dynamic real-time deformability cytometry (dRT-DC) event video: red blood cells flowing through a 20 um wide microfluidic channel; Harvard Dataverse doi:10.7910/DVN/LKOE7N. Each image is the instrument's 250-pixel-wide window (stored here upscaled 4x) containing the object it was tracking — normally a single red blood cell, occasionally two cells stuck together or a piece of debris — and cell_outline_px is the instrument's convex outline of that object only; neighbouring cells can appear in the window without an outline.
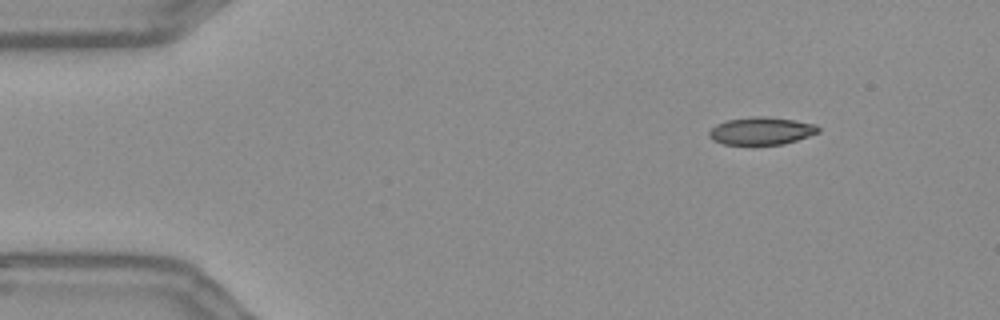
{"species": "Egyptian fruit bat (a non-hibernating species)", "species_latin": "Rousettus aegyptiacus", "temperature_condition": "warm", "stored_images_in_passage": 51, "camera_frame_rate_fps": 3000, "um_per_image_px": 0.085, "frame": {"image": 1, "passage_image": 2, "time_ms": 0.333, "image_size_px": [1000, 320], "cell_outline_px": [[820, 132], [784, 144], [724, 144], [712, 140], [708, 136], [708, 132], [716, 124], [728, 120], [756, 116], [764, 116], [792, 120], [816, 124], [820, 128]], "centroid_in_image_um": [64.71, 11.13], "position_along_channel_um": 20.3, "area_um2": 17.4}}
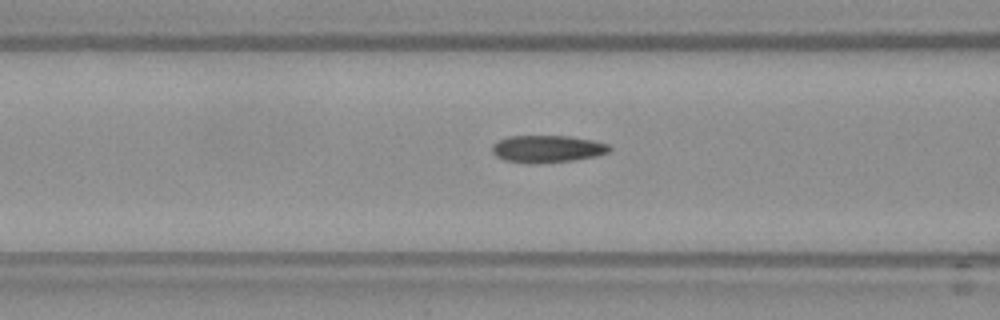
{"frame": {"image": 2, "passage_image": 17, "time_ms": 5.333, "image_size_px": [1000, 320], "cell_outline_px": [[612, 148], [608, 152], [596, 156], [572, 160], [536, 164], [528, 164], [504, 160], [496, 156], [492, 152], [492, 144], [496, 140], [508, 136], [568, 136], [592, 140], [608, 144]], "centroid_in_image_um": [46.47, 12.66], "position_along_channel_um": 120.1, "area_um2": 18.79}}
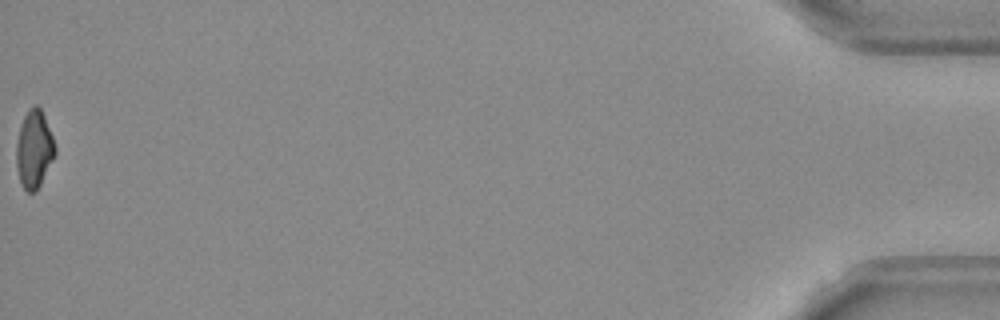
{"frame": {"image": 3, "passage_image": 51, "time_ms": 16.667, "image_size_px": [1000, 320], "cell_outline_px": [[56, 152], [36, 192], [28, 192], [24, 188], [20, 180], [16, 168], [16, 144], [20, 128], [24, 116], [28, 108], [36, 104], [40, 108], [44, 116], [52, 136], [56, 148]], "centroid_in_image_um": [2.89, 12.68], "position_along_channel_um": 432.3, "area_um2": 17.28}, "authors_computed_cell_mechanics": {"area_um2": 18.2648, "velocity_mm_per_s": 3.6681, "shape_relaxation_time_tau1_ms": null, "shape_relaxation_time_tau2_ms": 2.5749, "deformation_change_tau1": null, "deformation_change_tau2": 0.0921}}